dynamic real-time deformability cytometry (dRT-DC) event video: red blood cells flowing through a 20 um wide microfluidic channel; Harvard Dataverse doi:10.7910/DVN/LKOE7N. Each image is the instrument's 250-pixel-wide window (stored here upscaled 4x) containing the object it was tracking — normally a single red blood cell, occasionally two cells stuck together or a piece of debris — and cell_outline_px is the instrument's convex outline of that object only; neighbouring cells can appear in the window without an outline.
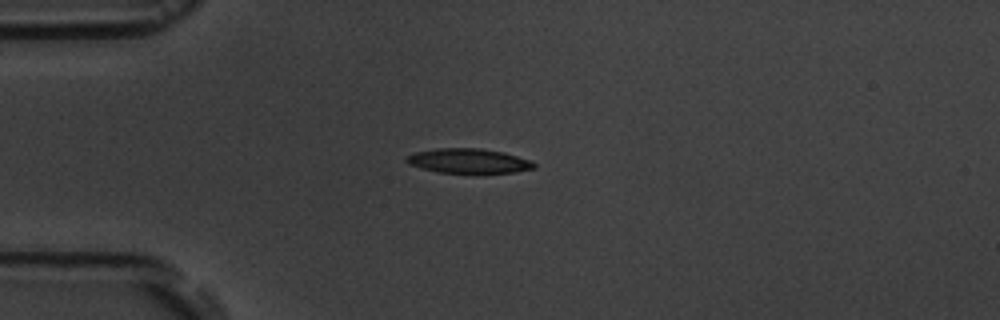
{"species": "common noctule bat (a hibernating species)", "species_latin": "Nyctalus noctula", "temperature_condition": "room temperature", "stored_images_in_passage": 14, "camera_frame_rate_fps": 3000, "um_per_image_px": 0.085, "animal": {"sex": "male", "body_mass_g": 19.5, "forearm_length_mm": 54.6}, "frame": {"image": 1, "passage_image": 2, "time_ms": 1.333, "image_size_px": [1000, 320], "cell_outline_px": [[536, 168], [516, 172], [440, 172], [408, 164], [404, 160], [408, 156], [416, 152], [436, 148], [480, 148], [504, 152], [528, 160], [536, 164]], "centroid_in_image_um": [39.83, 13.66], "position_along_channel_um": 45.2, "area_um2": 17.92}}
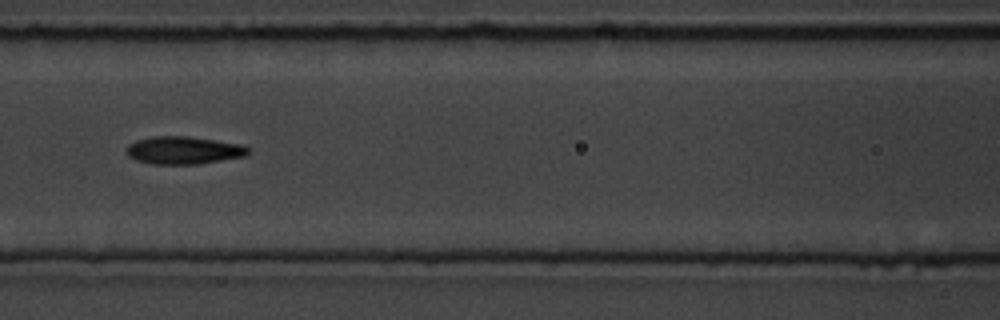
{"frame": {"image": 2, "passage_image": 5, "time_ms": 4.667, "image_size_px": [1000, 320], "cell_outline_px": [[248, 152], [244, 156], [196, 164], [152, 164], [136, 160], [128, 156], [128, 144], [136, 140], [152, 136], [188, 136], [244, 144], [248, 148]], "centroid_in_image_um": [15.59, 12.76], "position_along_channel_um": 151.0, "area_um2": 19.54}}
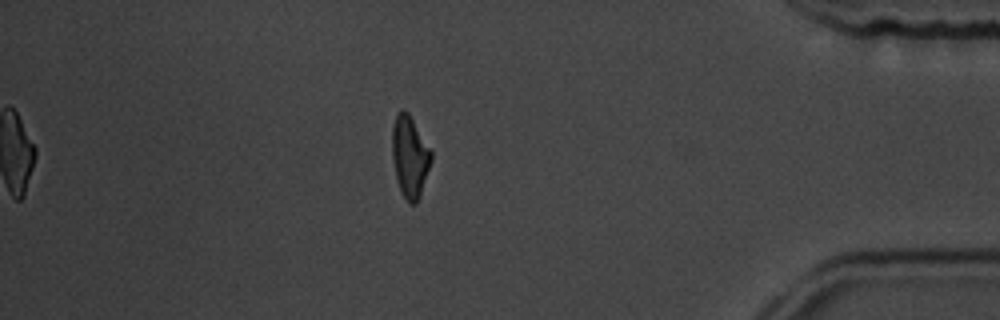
{"frame": {"image": 3, "passage_image": 12, "time_ms": 12.333, "image_size_px": [1000, 320], "cell_outline_px": [[432, 160], [420, 196], [416, 204], [408, 204], [400, 192], [396, 180], [392, 160], [392, 124], [396, 112], [400, 108], [404, 108], [408, 112], [432, 152]], "centroid_in_image_um": [34.81, 13.31], "position_along_channel_um": 400.4, "area_um2": 18.96}, "authors_computed_cell_mechanics": {"area_um2": 18.8717, "velocity_mm_per_s": 3.7671, "shape_relaxation_time_tau1_ms": 4.9741, "shape_relaxation_time_tau2_ms": 2.6736, "deformation_change_tau1": 0.1641, "deformation_change_tau2": 0.0941}}